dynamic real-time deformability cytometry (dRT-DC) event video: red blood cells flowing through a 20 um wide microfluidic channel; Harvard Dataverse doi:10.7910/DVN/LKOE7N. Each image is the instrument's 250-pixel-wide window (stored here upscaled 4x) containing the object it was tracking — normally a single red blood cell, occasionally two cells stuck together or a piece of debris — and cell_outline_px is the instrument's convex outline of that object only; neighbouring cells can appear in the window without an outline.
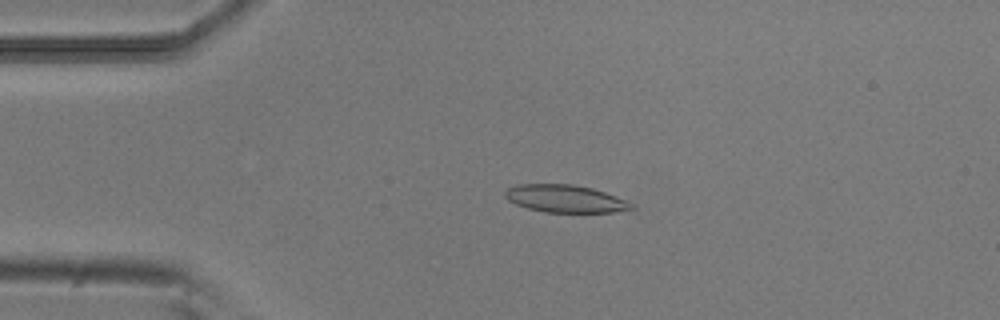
{"species": "common noctule bat (a hibernating species)", "species_latin": "Nyctalus noctula", "temperature_condition": "room temperature", "stored_images_in_passage": 20, "camera_frame_rate_fps": 3000, "um_per_image_px": 0.085, "animal": {"sex": "male", "body_mass_g": 20.5, "forearm_length_mm": 52.5}, "frame": {"image": 1, "passage_image": 10, "time_ms": 3.0, "image_size_px": [1000, 320], "cell_outline_px": [[636, 208], [616, 212], [544, 212], [528, 208], [516, 204], [508, 200], [504, 196], [504, 192], [508, 188], [516, 184], [572, 184], [592, 188], [604, 192], [624, 200], [632, 204]], "centroid_in_image_um": [48.01, 16.88], "position_along_channel_um": 37.0, "area_um2": 20.17}}
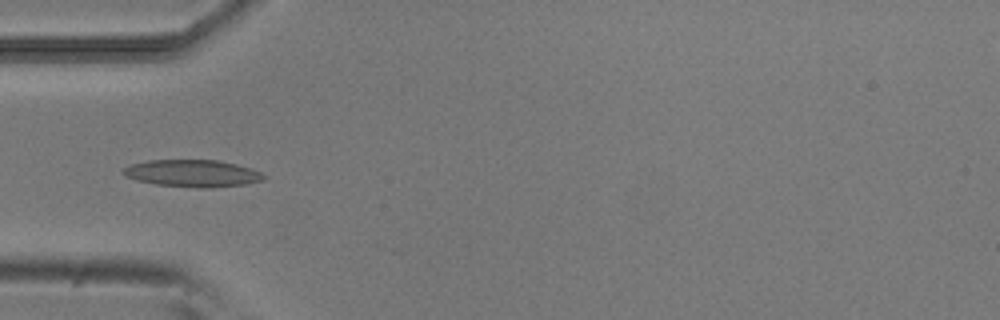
{"frame": {"image": 2, "passage_image": 15, "time_ms": 4.667, "image_size_px": [1000, 320], "cell_outline_px": [[264, 180], [244, 184], [212, 188], [200, 188], [156, 184], [136, 180], [124, 176], [120, 172], [120, 168], [132, 164], [148, 160], [216, 160], [236, 164], [260, 172], [264, 176]], "centroid_in_image_um": [16.28, 14.73], "position_along_channel_um": 68.7, "area_um2": 22.2}}
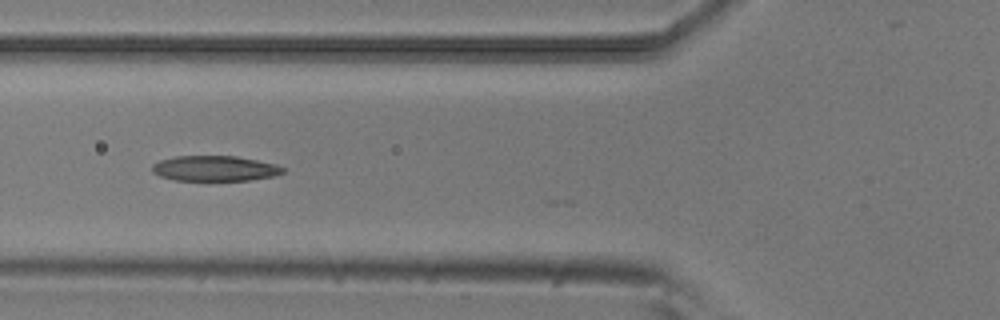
{"frame": {"image": 3, "passage_image": 18, "time_ms": 5.667, "image_size_px": [1000, 320], "cell_outline_px": [[284, 172], [272, 176], [248, 180], [176, 180], [160, 176], [152, 172], [152, 164], [160, 160], [176, 156], [236, 156], [276, 164], [284, 168]], "centroid_in_image_um": [18.23, 14.31], "position_along_channel_um": 107.6, "area_um2": 19.13}}